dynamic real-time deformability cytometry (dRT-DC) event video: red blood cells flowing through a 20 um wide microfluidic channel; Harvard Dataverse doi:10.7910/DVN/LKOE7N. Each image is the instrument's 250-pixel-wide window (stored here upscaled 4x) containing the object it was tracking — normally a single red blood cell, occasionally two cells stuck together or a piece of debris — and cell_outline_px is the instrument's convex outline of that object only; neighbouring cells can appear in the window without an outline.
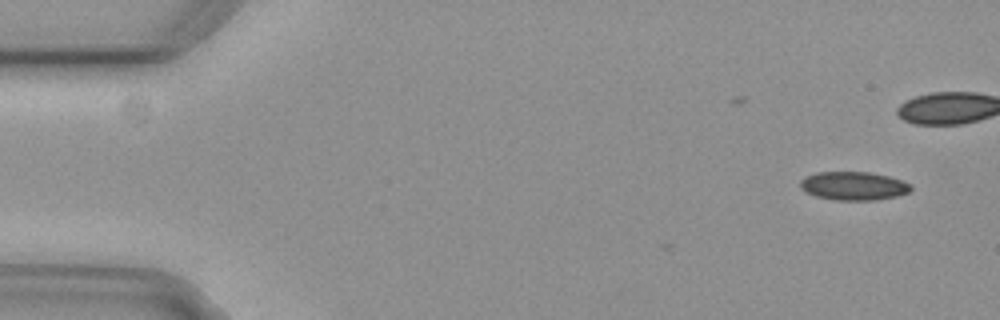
{"species": "common noctule bat (a hibernating species)", "species_latin": "Nyctalus noctula", "temperature_condition": "cold", "stored_images_in_passage": 8, "camera_frame_rate_fps": 3000, "um_per_image_px": 0.085, "animal": {"sex": "female", "body_mass_g": 29.2, "forearm_length_mm": 56.3}, "frame": {"image": 1, "passage_image": 1, "time_ms": 0.0, "image_size_px": [1000, 320], "cell_outline_px": [[912, 188], [908, 192], [896, 196], [876, 200], [836, 200], [816, 196], [804, 192], [800, 188], [800, 180], [804, 176], [816, 172], [868, 172], [888, 176], [900, 180], [908, 184]], "centroid_in_image_um": [72.48, 15.8], "position_along_channel_um": 12.5, "area_um2": 18.32}}